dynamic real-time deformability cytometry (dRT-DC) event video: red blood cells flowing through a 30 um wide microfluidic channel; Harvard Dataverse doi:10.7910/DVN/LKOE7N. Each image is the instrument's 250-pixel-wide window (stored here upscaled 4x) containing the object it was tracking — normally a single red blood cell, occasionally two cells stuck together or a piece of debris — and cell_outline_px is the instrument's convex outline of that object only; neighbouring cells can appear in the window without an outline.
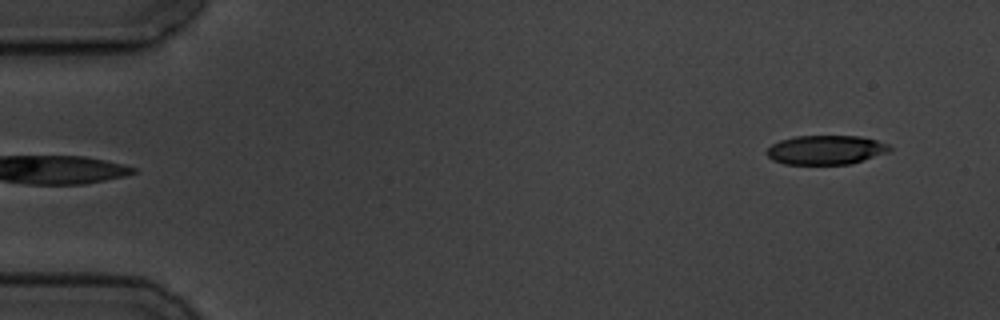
{"species": "common noctule bat (a hibernating species)", "species_latin": "Nyctalus noctula", "temperature_condition": "cold", "stored_images_in_passage": 4, "camera_frame_rate_fps": 3000, "um_per_image_px": 0.085, "animal": {"sex": "male", "body_mass_g": 19.5, "forearm_length_mm": 54.6}, "frame": {"image": 1, "passage_image": 4, "time_ms": 3.667, "image_size_px": [1000, 320], "cell_outline_px": [[892, 148], [888, 152], [852, 164], [784, 164], [772, 160], [764, 152], [772, 144], [780, 140], [796, 136], [860, 136], [876, 140], [888, 144]], "centroid_in_image_um": [70.18, 12.74], "position_along_channel_um": 14.8, "area_um2": 20.98}}